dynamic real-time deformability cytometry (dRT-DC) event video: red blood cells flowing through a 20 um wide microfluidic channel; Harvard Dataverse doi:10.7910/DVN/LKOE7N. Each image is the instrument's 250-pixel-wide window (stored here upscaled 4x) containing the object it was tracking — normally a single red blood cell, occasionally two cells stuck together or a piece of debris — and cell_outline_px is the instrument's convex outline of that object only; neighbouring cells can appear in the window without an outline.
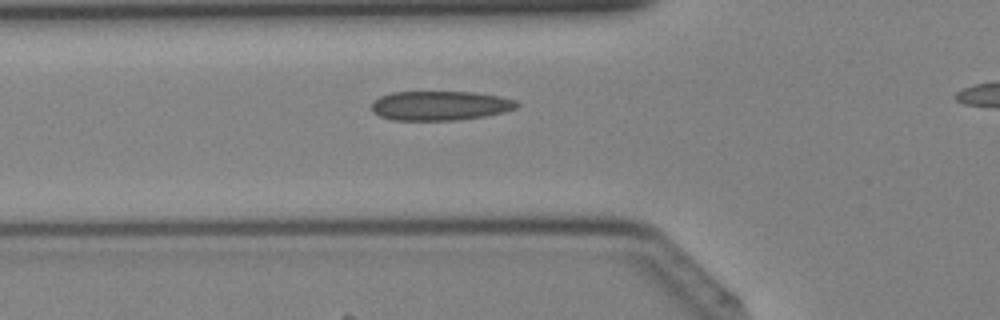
{"species": "Egyptian fruit bat (a non-hibernating species)", "species_latin": "Rousettus aegyptiacus", "temperature_condition": "cold", "stored_images_in_passage": 24, "camera_frame_rate_fps": 3000, "um_per_image_px": 0.085, "animal": {"sex": "female"}, "frame": {"image": 1, "passage_image": 2, "time_ms": 0.333, "image_size_px": [1000, 320], "cell_outline_px": [[520, 104], [516, 108], [504, 112], [484, 116], [460, 120], [392, 120], [380, 116], [372, 112], [372, 100], [380, 96], [392, 92], [476, 92], [500, 96], [516, 100]], "centroid_in_image_um": [37.41, 8.98], "position_along_channel_um": 88.4, "area_um2": 25.09}}
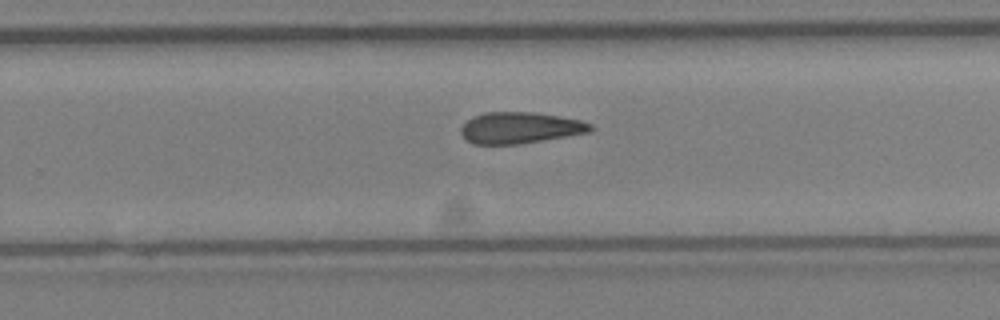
{"frame": {"image": 2, "passage_image": 14, "time_ms": 4.333, "image_size_px": [1000, 320], "cell_outline_px": [[592, 128], [588, 132], [520, 144], [472, 144], [460, 132], [460, 128], [472, 116], [484, 112], [532, 112], [580, 120], [592, 124]], "centroid_in_image_um": [44.15, 10.86], "position_along_channel_um": 285.6, "area_um2": 23.35}}
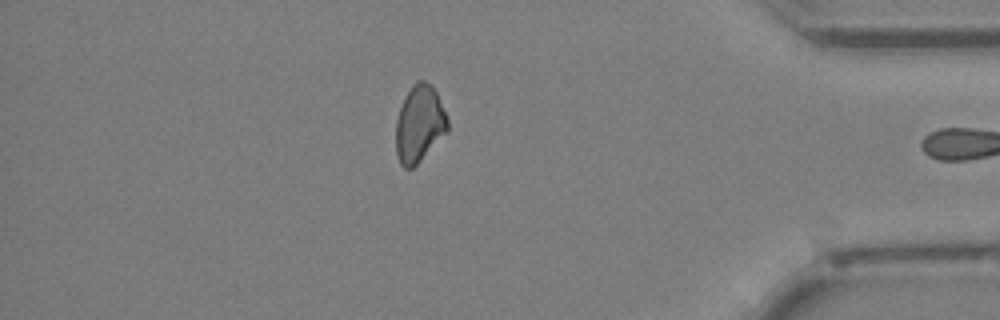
{"frame": {"image": 3, "passage_image": 23, "time_ms": 7.333, "image_size_px": [1000, 320], "cell_outline_px": [[448, 132], [412, 168], [404, 168], [400, 164], [396, 152], [396, 120], [404, 96], [412, 84], [416, 80], [424, 80], [432, 84], [436, 92], [448, 120]], "centroid_in_image_um": [35.64, 10.5], "position_along_channel_um": 399.6, "area_um2": 23.18}}